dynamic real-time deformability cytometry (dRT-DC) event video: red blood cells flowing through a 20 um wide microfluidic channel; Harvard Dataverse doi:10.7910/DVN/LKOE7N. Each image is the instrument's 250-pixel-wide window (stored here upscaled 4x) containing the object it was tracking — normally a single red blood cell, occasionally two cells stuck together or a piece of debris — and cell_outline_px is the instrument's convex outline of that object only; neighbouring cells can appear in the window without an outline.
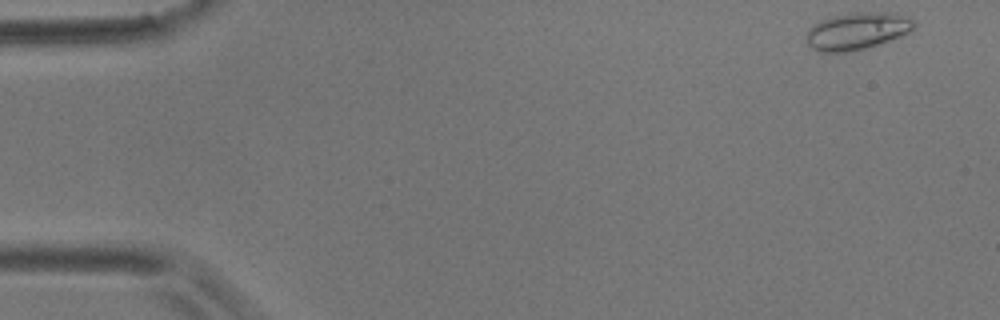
{"species": "common noctule bat (a hibernating species)", "species_latin": "Nyctalus noctula", "temperature_condition": "room temperature", "stored_images_in_passage": 55, "camera_frame_rate_fps": 3000, "um_per_image_px": 0.085, "animal": {"sex": "male", "body_mass_g": 17.9}, "frame": {"image": 1, "passage_image": 1, "time_ms": 0.0, "image_size_px": [1000, 320], "cell_outline_px": [[916, 24], [908, 32], [900, 36], [852, 52], [820, 52], [812, 48], [808, 44], [808, 32], [816, 24], [832, 16], [852, 12], [896, 12], [916, 20]], "centroid_in_image_um": [72.91, 2.62], "position_along_channel_um": 12.1, "area_um2": 23.0}}
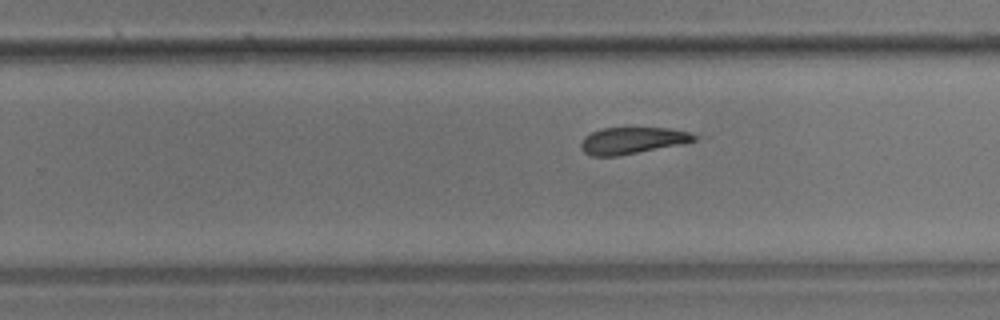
{"frame": {"image": 2, "passage_image": 34, "time_ms": 11.0, "image_size_px": [1000, 320], "cell_outline_px": [[708, 136], [684, 144], [616, 156], [592, 156], [584, 152], [580, 148], [580, 144], [584, 136], [592, 132], [604, 128], [668, 128]], "centroid_in_image_um": [53.84, 11.94], "position_along_channel_um": 276.0, "area_um2": 17.86}}
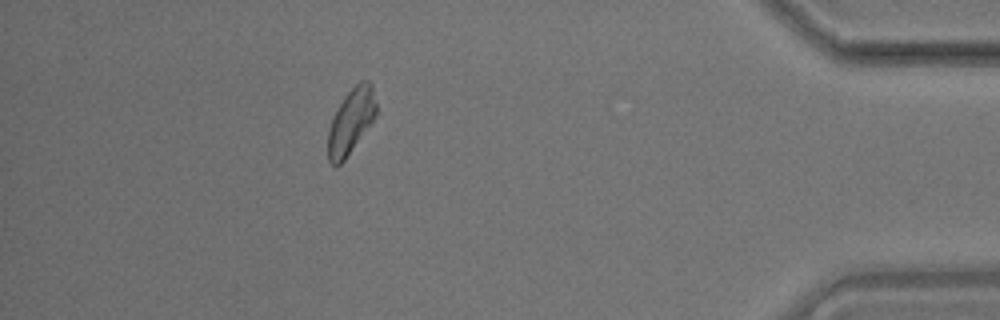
{"frame": {"image": 3, "passage_image": 49, "time_ms": 16.0, "image_size_px": [1000, 320], "cell_outline_px": [[376, 116], [344, 160], [336, 168], [328, 160], [328, 128], [344, 96], [360, 80], [368, 80], [372, 84], [376, 104]], "centroid_in_image_um": [29.83, 10.3], "position_along_channel_um": 405.4, "area_um2": 18.03}, "authors_computed_cell_mechanics": {"area_um2": 18.9006, "velocity_mm_per_s": 3.5257, "shape_relaxation_time_tau1_ms": 10.7538, "shape_relaxation_time_tau2_ms": 7.5243, "deformation_change_tau1": 0.1591, "deformation_change_tau2": 0.189}}